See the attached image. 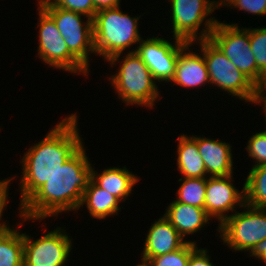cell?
I'll use <instances>...</instances> for the list:
<instances>
[{
	"label": "cell",
	"mask_w": 266,
	"mask_h": 266,
	"mask_svg": "<svg viewBox=\"0 0 266 266\" xmlns=\"http://www.w3.org/2000/svg\"><path fill=\"white\" fill-rule=\"evenodd\" d=\"M209 39L241 72L254 83L259 82V68L250 50L249 28L218 21Z\"/></svg>",
	"instance_id": "10"
},
{
	"label": "cell",
	"mask_w": 266,
	"mask_h": 266,
	"mask_svg": "<svg viewBox=\"0 0 266 266\" xmlns=\"http://www.w3.org/2000/svg\"><path fill=\"white\" fill-rule=\"evenodd\" d=\"M250 50L259 68V81L266 77V27L249 28Z\"/></svg>",
	"instance_id": "25"
},
{
	"label": "cell",
	"mask_w": 266,
	"mask_h": 266,
	"mask_svg": "<svg viewBox=\"0 0 266 266\" xmlns=\"http://www.w3.org/2000/svg\"><path fill=\"white\" fill-rule=\"evenodd\" d=\"M184 238L194 234L209 224L212 218L204 208L172 201L163 215Z\"/></svg>",
	"instance_id": "17"
},
{
	"label": "cell",
	"mask_w": 266,
	"mask_h": 266,
	"mask_svg": "<svg viewBox=\"0 0 266 266\" xmlns=\"http://www.w3.org/2000/svg\"><path fill=\"white\" fill-rule=\"evenodd\" d=\"M121 203L107 190L99 187L92 179L85 189L80 207L86 204L90 216L95 219H105L107 216L118 214Z\"/></svg>",
	"instance_id": "20"
},
{
	"label": "cell",
	"mask_w": 266,
	"mask_h": 266,
	"mask_svg": "<svg viewBox=\"0 0 266 266\" xmlns=\"http://www.w3.org/2000/svg\"><path fill=\"white\" fill-rule=\"evenodd\" d=\"M197 242L189 241L180 249L151 258L147 266H188L190 254L197 248Z\"/></svg>",
	"instance_id": "24"
},
{
	"label": "cell",
	"mask_w": 266,
	"mask_h": 266,
	"mask_svg": "<svg viewBox=\"0 0 266 266\" xmlns=\"http://www.w3.org/2000/svg\"><path fill=\"white\" fill-rule=\"evenodd\" d=\"M77 117V113L65 117L22 156L20 206L84 145Z\"/></svg>",
	"instance_id": "2"
},
{
	"label": "cell",
	"mask_w": 266,
	"mask_h": 266,
	"mask_svg": "<svg viewBox=\"0 0 266 266\" xmlns=\"http://www.w3.org/2000/svg\"><path fill=\"white\" fill-rule=\"evenodd\" d=\"M207 249L197 247L191 254L188 266H214L207 254Z\"/></svg>",
	"instance_id": "29"
},
{
	"label": "cell",
	"mask_w": 266,
	"mask_h": 266,
	"mask_svg": "<svg viewBox=\"0 0 266 266\" xmlns=\"http://www.w3.org/2000/svg\"><path fill=\"white\" fill-rule=\"evenodd\" d=\"M247 144V155L255 159L253 167L266 165V130L253 134Z\"/></svg>",
	"instance_id": "26"
},
{
	"label": "cell",
	"mask_w": 266,
	"mask_h": 266,
	"mask_svg": "<svg viewBox=\"0 0 266 266\" xmlns=\"http://www.w3.org/2000/svg\"><path fill=\"white\" fill-rule=\"evenodd\" d=\"M177 166L183 178H207L204 161L197 142L185 134L178 137Z\"/></svg>",
	"instance_id": "19"
},
{
	"label": "cell",
	"mask_w": 266,
	"mask_h": 266,
	"mask_svg": "<svg viewBox=\"0 0 266 266\" xmlns=\"http://www.w3.org/2000/svg\"><path fill=\"white\" fill-rule=\"evenodd\" d=\"M140 18L141 15L131 17L123 13L120 6L97 11L93 18V41L97 56L110 62L111 67L121 61L127 48L141 42L138 29Z\"/></svg>",
	"instance_id": "3"
},
{
	"label": "cell",
	"mask_w": 266,
	"mask_h": 266,
	"mask_svg": "<svg viewBox=\"0 0 266 266\" xmlns=\"http://www.w3.org/2000/svg\"><path fill=\"white\" fill-rule=\"evenodd\" d=\"M13 177H9V179L5 178L2 181L0 180V228H8L9 225L6 222H1L2 216H3V211L5 210L7 203L9 202L8 200V190L10 186V182L13 180Z\"/></svg>",
	"instance_id": "30"
},
{
	"label": "cell",
	"mask_w": 266,
	"mask_h": 266,
	"mask_svg": "<svg viewBox=\"0 0 266 266\" xmlns=\"http://www.w3.org/2000/svg\"><path fill=\"white\" fill-rule=\"evenodd\" d=\"M136 266H147L145 263H139L138 265H136Z\"/></svg>",
	"instance_id": "34"
},
{
	"label": "cell",
	"mask_w": 266,
	"mask_h": 266,
	"mask_svg": "<svg viewBox=\"0 0 266 266\" xmlns=\"http://www.w3.org/2000/svg\"><path fill=\"white\" fill-rule=\"evenodd\" d=\"M23 233V266H64L72 250V239L62 227L33 240Z\"/></svg>",
	"instance_id": "11"
},
{
	"label": "cell",
	"mask_w": 266,
	"mask_h": 266,
	"mask_svg": "<svg viewBox=\"0 0 266 266\" xmlns=\"http://www.w3.org/2000/svg\"><path fill=\"white\" fill-rule=\"evenodd\" d=\"M38 4L53 18L69 51L89 70V55L96 52L93 41V20L80 13L55 7L49 0ZM87 18L86 22L81 17Z\"/></svg>",
	"instance_id": "7"
},
{
	"label": "cell",
	"mask_w": 266,
	"mask_h": 266,
	"mask_svg": "<svg viewBox=\"0 0 266 266\" xmlns=\"http://www.w3.org/2000/svg\"><path fill=\"white\" fill-rule=\"evenodd\" d=\"M233 174L224 177H207L205 211L211 218L219 221V226L229 217L227 213L236 212L237 206L245 204V191H239L231 183Z\"/></svg>",
	"instance_id": "13"
},
{
	"label": "cell",
	"mask_w": 266,
	"mask_h": 266,
	"mask_svg": "<svg viewBox=\"0 0 266 266\" xmlns=\"http://www.w3.org/2000/svg\"><path fill=\"white\" fill-rule=\"evenodd\" d=\"M173 37L187 43L209 39L218 20L209 16L220 7L219 0H169ZM205 20V21H204ZM204 22V23H203ZM204 24V28L201 25Z\"/></svg>",
	"instance_id": "5"
},
{
	"label": "cell",
	"mask_w": 266,
	"mask_h": 266,
	"mask_svg": "<svg viewBox=\"0 0 266 266\" xmlns=\"http://www.w3.org/2000/svg\"><path fill=\"white\" fill-rule=\"evenodd\" d=\"M263 104L265 125H266V77H264L259 82L255 83L254 96L252 99V104Z\"/></svg>",
	"instance_id": "31"
},
{
	"label": "cell",
	"mask_w": 266,
	"mask_h": 266,
	"mask_svg": "<svg viewBox=\"0 0 266 266\" xmlns=\"http://www.w3.org/2000/svg\"><path fill=\"white\" fill-rule=\"evenodd\" d=\"M23 233L11 228H0V266H23Z\"/></svg>",
	"instance_id": "21"
},
{
	"label": "cell",
	"mask_w": 266,
	"mask_h": 266,
	"mask_svg": "<svg viewBox=\"0 0 266 266\" xmlns=\"http://www.w3.org/2000/svg\"><path fill=\"white\" fill-rule=\"evenodd\" d=\"M38 56L48 67L88 76L89 71L68 49L53 18L38 4Z\"/></svg>",
	"instance_id": "9"
},
{
	"label": "cell",
	"mask_w": 266,
	"mask_h": 266,
	"mask_svg": "<svg viewBox=\"0 0 266 266\" xmlns=\"http://www.w3.org/2000/svg\"><path fill=\"white\" fill-rule=\"evenodd\" d=\"M86 154L82 146L39 187L20 206V219L42 221L62 212L79 210L84 191L92 179L93 165Z\"/></svg>",
	"instance_id": "1"
},
{
	"label": "cell",
	"mask_w": 266,
	"mask_h": 266,
	"mask_svg": "<svg viewBox=\"0 0 266 266\" xmlns=\"http://www.w3.org/2000/svg\"><path fill=\"white\" fill-rule=\"evenodd\" d=\"M95 8H96V12L102 9H109V8H116L119 7V3L120 0H92Z\"/></svg>",
	"instance_id": "33"
},
{
	"label": "cell",
	"mask_w": 266,
	"mask_h": 266,
	"mask_svg": "<svg viewBox=\"0 0 266 266\" xmlns=\"http://www.w3.org/2000/svg\"><path fill=\"white\" fill-rule=\"evenodd\" d=\"M174 39L172 44L161 37L153 36L145 40L142 38L137 49L129 52H136L140 56L157 82L168 83L175 74L179 52L187 44L185 41Z\"/></svg>",
	"instance_id": "12"
},
{
	"label": "cell",
	"mask_w": 266,
	"mask_h": 266,
	"mask_svg": "<svg viewBox=\"0 0 266 266\" xmlns=\"http://www.w3.org/2000/svg\"><path fill=\"white\" fill-rule=\"evenodd\" d=\"M92 180L101 188L107 190L115 196L120 202L126 201L132 193V188L138 183L139 177L123 168L110 167L104 169L101 174L92 168Z\"/></svg>",
	"instance_id": "18"
},
{
	"label": "cell",
	"mask_w": 266,
	"mask_h": 266,
	"mask_svg": "<svg viewBox=\"0 0 266 266\" xmlns=\"http://www.w3.org/2000/svg\"><path fill=\"white\" fill-rule=\"evenodd\" d=\"M55 7L71 10L93 20L96 8L92 0H49Z\"/></svg>",
	"instance_id": "27"
},
{
	"label": "cell",
	"mask_w": 266,
	"mask_h": 266,
	"mask_svg": "<svg viewBox=\"0 0 266 266\" xmlns=\"http://www.w3.org/2000/svg\"><path fill=\"white\" fill-rule=\"evenodd\" d=\"M123 58L117 73L108 79L117 97L126 105L152 108L160 99L157 81L136 52H128Z\"/></svg>",
	"instance_id": "4"
},
{
	"label": "cell",
	"mask_w": 266,
	"mask_h": 266,
	"mask_svg": "<svg viewBox=\"0 0 266 266\" xmlns=\"http://www.w3.org/2000/svg\"><path fill=\"white\" fill-rule=\"evenodd\" d=\"M220 7L230 6L231 9L237 8L252 15H265L266 14V0H219Z\"/></svg>",
	"instance_id": "28"
},
{
	"label": "cell",
	"mask_w": 266,
	"mask_h": 266,
	"mask_svg": "<svg viewBox=\"0 0 266 266\" xmlns=\"http://www.w3.org/2000/svg\"><path fill=\"white\" fill-rule=\"evenodd\" d=\"M192 43H187L179 52L175 74L170 81L181 87L198 88L210 84L203 53L189 52ZM200 54V55H199Z\"/></svg>",
	"instance_id": "16"
},
{
	"label": "cell",
	"mask_w": 266,
	"mask_h": 266,
	"mask_svg": "<svg viewBox=\"0 0 266 266\" xmlns=\"http://www.w3.org/2000/svg\"><path fill=\"white\" fill-rule=\"evenodd\" d=\"M200 52L204 55L210 85L214 84L222 91L237 97L245 102H252L255 83L220 51L210 40L197 41Z\"/></svg>",
	"instance_id": "6"
},
{
	"label": "cell",
	"mask_w": 266,
	"mask_h": 266,
	"mask_svg": "<svg viewBox=\"0 0 266 266\" xmlns=\"http://www.w3.org/2000/svg\"><path fill=\"white\" fill-rule=\"evenodd\" d=\"M244 211H236L218 226L220 238L232 251L250 252L266 238V209L242 206Z\"/></svg>",
	"instance_id": "8"
},
{
	"label": "cell",
	"mask_w": 266,
	"mask_h": 266,
	"mask_svg": "<svg viewBox=\"0 0 266 266\" xmlns=\"http://www.w3.org/2000/svg\"><path fill=\"white\" fill-rule=\"evenodd\" d=\"M198 146L208 177H224L233 174L232 149L229 143L206 137L191 136Z\"/></svg>",
	"instance_id": "15"
},
{
	"label": "cell",
	"mask_w": 266,
	"mask_h": 266,
	"mask_svg": "<svg viewBox=\"0 0 266 266\" xmlns=\"http://www.w3.org/2000/svg\"><path fill=\"white\" fill-rule=\"evenodd\" d=\"M188 241L164 217L157 219L146 235L141 262L147 263L151 258L174 252L182 248Z\"/></svg>",
	"instance_id": "14"
},
{
	"label": "cell",
	"mask_w": 266,
	"mask_h": 266,
	"mask_svg": "<svg viewBox=\"0 0 266 266\" xmlns=\"http://www.w3.org/2000/svg\"><path fill=\"white\" fill-rule=\"evenodd\" d=\"M244 183L245 204L266 209V165L252 167Z\"/></svg>",
	"instance_id": "22"
},
{
	"label": "cell",
	"mask_w": 266,
	"mask_h": 266,
	"mask_svg": "<svg viewBox=\"0 0 266 266\" xmlns=\"http://www.w3.org/2000/svg\"><path fill=\"white\" fill-rule=\"evenodd\" d=\"M179 181L182 183L177 189L176 201L205 209L207 178L181 177Z\"/></svg>",
	"instance_id": "23"
},
{
	"label": "cell",
	"mask_w": 266,
	"mask_h": 266,
	"mask_svg": "<svg viewBox=\"0 0 266 266\" xmlns=\"http://www.w3.org/2000/svg\"><path fill=\"white\" fill-rule=\"evenodd\" d=\"M249 255L251 257H255V259L258 258V260H261L266 263V238L260 242H258L253 249L249 252Z\"/></svg>",
	"instance_id": "32"
}]
</instances>
